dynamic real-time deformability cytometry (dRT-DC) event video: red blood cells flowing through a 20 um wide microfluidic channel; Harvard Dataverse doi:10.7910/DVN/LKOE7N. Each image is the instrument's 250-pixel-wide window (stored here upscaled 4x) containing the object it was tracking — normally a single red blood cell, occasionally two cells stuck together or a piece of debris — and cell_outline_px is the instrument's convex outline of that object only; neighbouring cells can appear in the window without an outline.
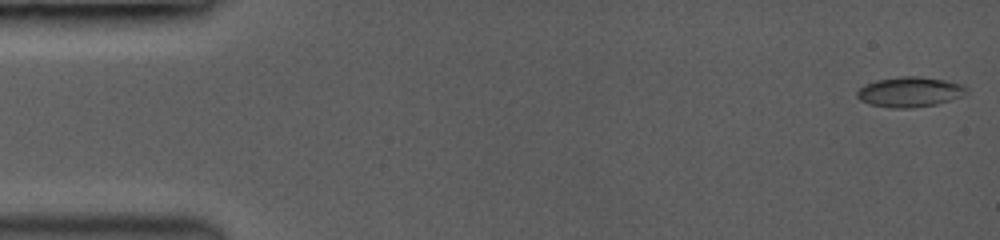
{"species": "common noctule bat (a hibernating species)", "species_latin": "Nyctalus noctula", "temperature_condition": "room temperature", "stored_images_in_passage": 44, "camera_frame_rate_fps": 3500, "um_per_image_px": 0.085, "animal": {"sex": "female", "body_mass_g": 19.0, "forearm_length_mm": 53.3}, "frame": {"image": 1, "passage_image": 1, "time_ms": 0.0, "image_size_px": [1000, 240], "cell_outline_px": [[968, 92], [960, 96], [936, 104], [912, 108], [892, 108], [868, 104], [860, 100], [856, 96], [856, 92], [864, 84], [876, 80], [900, 76], [920, 76], [944, 80], [960, 84], [968, 88]], "centroid_in_image_um": [77.28, 7.81], "position_along_channel_um": 7.7, "area_um2": 19.19}}
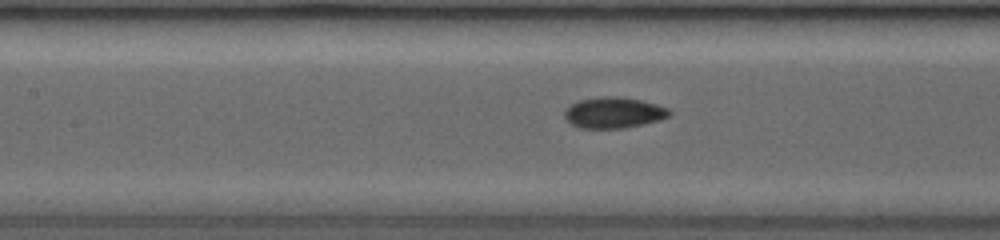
{"frame": {"image": 2, "passage_image": 20, "time_ms": 5.429, "image_size_px": [1000, 240], "cell_outline_px": [[672, 112], [668, 116], [656, 120], [624, 128], [580, 128], [572, 124], [564, 116], [564, 112], [572, 104], [580, 100], [640, 100], [668, 108]], "centroid_in_image_um": [52.16, 9.64], "position_along_channel_um": 155.2, "area_um2": 17.4}}
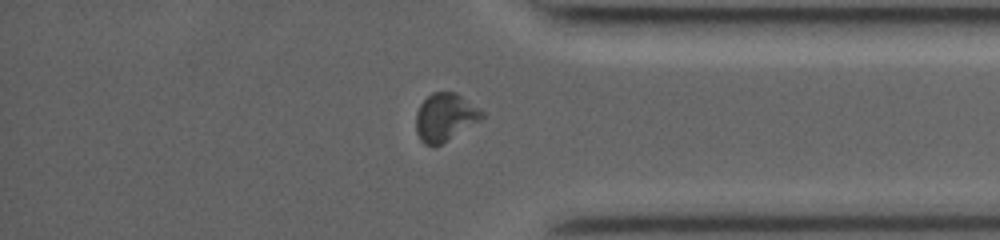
{"frame": {"image": 3, "passage_image": 38, "time_ms": 10.571, "image_size_px": [1000, 240], "cell_outline_px": [[484, 116], [480, 120], [436, 148], [432, 148], [424, 144], [420, 140], [416, 132], [416, 112], [420, 104], [432, 92], [456, 92], [484, 112]], "centroid_in_image_um": [37.8, 10.0], "position_along_channel_um": 397.4, "area_um2": 18.55}}